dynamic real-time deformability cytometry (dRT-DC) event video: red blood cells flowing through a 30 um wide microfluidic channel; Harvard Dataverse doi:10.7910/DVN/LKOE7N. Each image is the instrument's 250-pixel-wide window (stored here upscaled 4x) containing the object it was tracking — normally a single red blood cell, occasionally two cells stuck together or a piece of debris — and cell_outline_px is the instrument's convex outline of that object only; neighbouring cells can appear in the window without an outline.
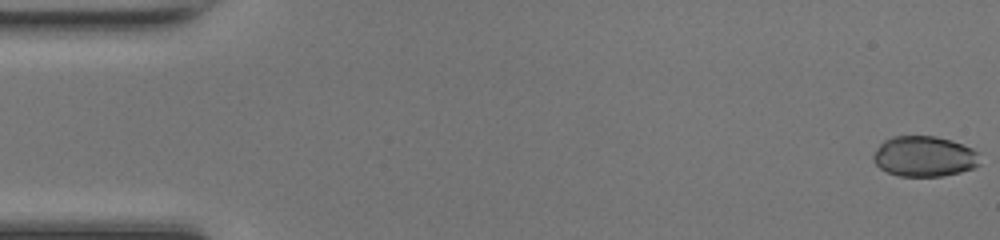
{"species": "common noctule bat (a hibernating species)", "species_latin": "Nyctalus noctula", "temperature_condition": "room temperature", "stored_images_in_passage": 49, "camera_frame_rate_fps": 3000, "um_per_image_px": 0.085, "animal": {"sex": "female", "body_mass_g": 17.0, "forearm_length_mm": 48.0}, "frame": {"image": 1, "passage_image": 1, "time_ms": 0.0, "image_size_px": [1000, 240], "cell_outline_px": [[980, 164], [972, 168], [960, 172], [940, 176], [900, 176], [888, 172], [880, 168], [872, 160], [872, 156], [876, 148], [884, 140], [892, 136], [936, 136], [952, 140], [972, 148], [976, 152]], "centroid_in_image_um": [78.53, 13.28], "position_along_channel_um": 6.5, "area_um2": 25.14}}
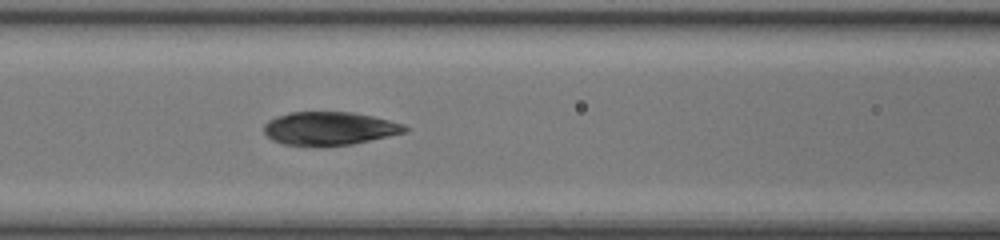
{"frame": {"image": 2, "passage_image": 21, "time_ms": 6.667, "image_size_px": [1000, 240], "cell_outline_px": [[412, 128], [408, 132], [352, 144], [284, 144], [272, 140], [264, 132], [264, 124], [268, 120], [276, 116], [292, 112], [352, 112], [372, 116], [404, 124]], "centroid_in_image_um": [28.05, 10.89], "position_along_channel_um": 138.5, "area_um2": 26.93}}
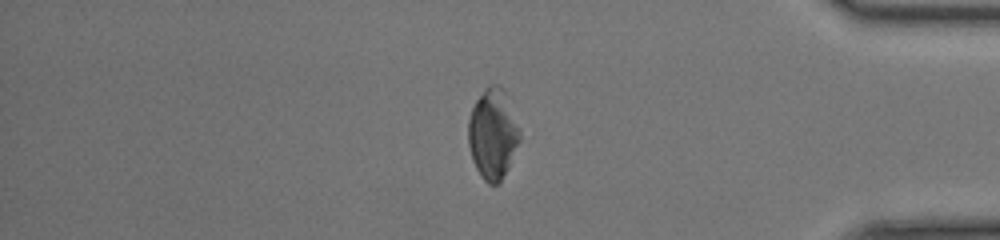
{"frame": {"image": 3, "passage_image": 41, "time_ms": 13.333, "image_size_px": [1000, 240], "cell_outline_px": [[520, 140], [508, 168], [500, 180], [496, 184], [488, 184], [480, 176], [472, 160], [468, 144], [468, 120], [472, 108], [476, 100], [484, 88], [488, 84], [500, 84], [504, 88], [508, 96], [520, 128]], "centroid_in_image_um": [41.89, 11.33], "position_along_channel_um": 393.3, "area_um2": 27.46}, "authors_computed_cell_mechanics": {"area_um2": 27.3972, "velocity_mm_per_s": 4.2835, "shape_relaxation_time_tau1_ms": 5.4002, "shape_relaxation_time_tau2_ms": 1.6124, "deformation_change_tau1": 0.1663, "deformation_change_tau2": 0.0663}}